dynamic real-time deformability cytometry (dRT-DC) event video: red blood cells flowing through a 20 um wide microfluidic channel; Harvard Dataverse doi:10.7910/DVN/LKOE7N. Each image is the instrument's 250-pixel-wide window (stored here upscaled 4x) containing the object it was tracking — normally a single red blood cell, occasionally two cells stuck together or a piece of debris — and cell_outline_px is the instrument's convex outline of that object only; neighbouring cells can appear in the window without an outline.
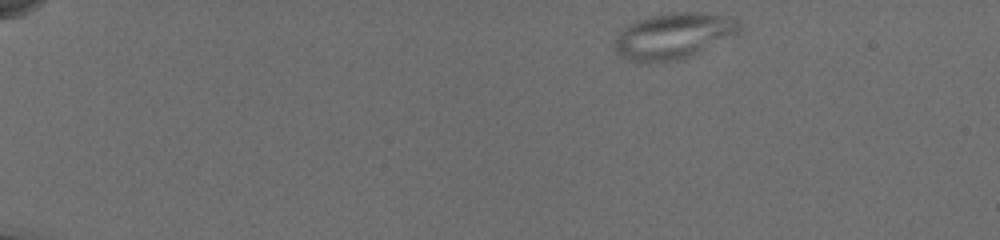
{"species": "common noctule bat (a hibernating species)", "species_latin": "Nyctalus noctula", "temperature_condition": "cold", "stored_images_in_passage": 47, "camera_frame_rate_fps": 3000, "um_per_image_px": 0.085, "animal": {"sex": "female", "body_mass_g": 19.5, "forearm_length_mm": 54.1}, "frame": {"image": 1, "passage_image": 1, "time_ms": 0.0, "image_size_px": [1000, 240], "cell_outline_px": [[736, 32], [700, 52], [676, 60], [628, 60], [620, 56], [616, 52], [616, 40], [628, 24], [648, 16], [680, 12], [696, 12], [720, 16], [736, 24]], "centroid_in_image_um": [57.13, 3.05], "position_along_channel_um": 27.9, "area_um2": 31.33}}
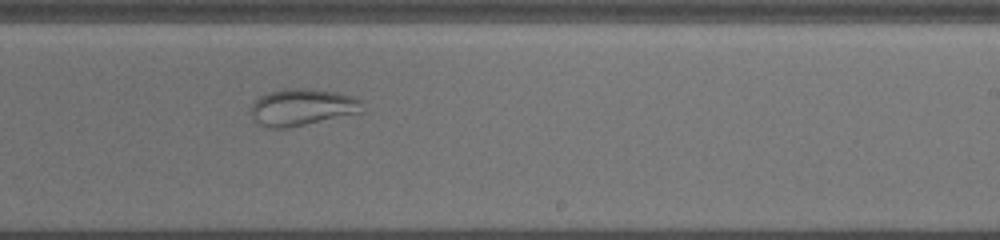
{"frame": {"image": 2, "passage_image": 28, "time_ms": 9.0, "image_size_px": [1000, 240], "cell_outline_px": [[364, 112], [360, 116], [284, 128], [268, 128], [252, 120], [252, 104], [260, 96], [268, 92], [284, 88], [300, 88], [336, 92], [352, 96], [360, 100]], "centroid_in_image_um": [25.78, 9.14], "position_along_channel_um": 263.2, "area_um2": 24.62}}
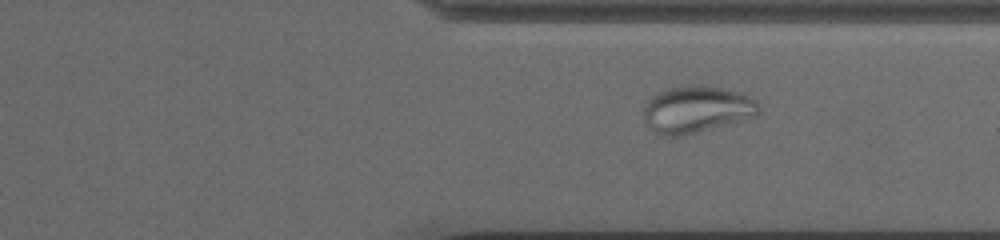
{"frame": {"image": 3, "passage_image": 35, "time_ms": 11.333, "image_size_px": [1000, 240], "cell_outline_px": [[760, 112], [756, 116], [696, 132], [680, 136], [660, 136], [648, 124], [644, 116], [644, 108], [652, 96], [668, 88], [692, 84], [700, 84], [720, 88], [736, 92], [748, 96], [756, 100], [760, 104]], "centroid_in_image_um": [59.23, 9.29], "position_along_channel_um": 352.2, "area_um2": 31.04}}